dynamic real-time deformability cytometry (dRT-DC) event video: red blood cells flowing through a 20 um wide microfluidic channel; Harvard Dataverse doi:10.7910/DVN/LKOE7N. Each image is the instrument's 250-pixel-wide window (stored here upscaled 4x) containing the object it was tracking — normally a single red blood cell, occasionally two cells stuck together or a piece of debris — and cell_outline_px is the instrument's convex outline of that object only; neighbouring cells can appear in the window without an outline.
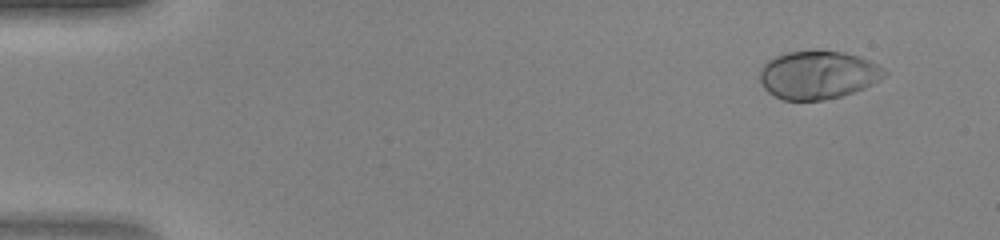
{"species": "human", "species_latin": "Homo sapiens", "temperature_condition": "warm", "stored_images_in_passage": 47, "camera_frame_rate_fps": 3000, "um_per_image_px": 0.085, "donor": {"sex": "female"}, "frame": {"image": 1, "passage_image": 4, "time_ms": 1.0, "image_size_px": [1000, 240], "cell_outline_px": [[888, 72], [880, 80], [864, 88], [840, 96], [824, 100], [784, 100], [768, 92], [760, 84], [760, 72], [764, 64], [768, 60], [776, 56], [788, 52], [844, 52], [860, 56], [884, 68]], "centroid_in_image_um": [69.53, 6.38], "position_along_channel_um": 15.5, "area_um2": 34.62}}
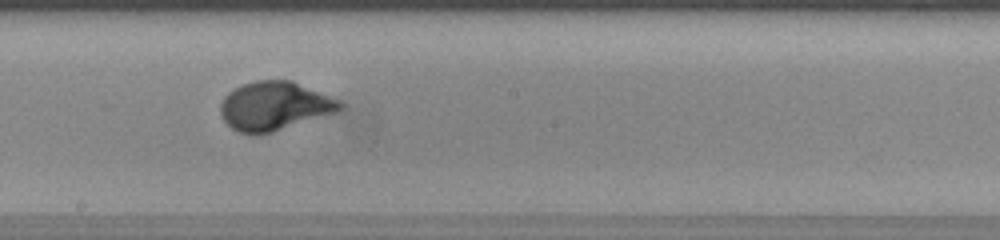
{"frame": {"image": 2, "passage_image": 27, "time_ms": 8.667, "image_size_px": [1000, 240], "cell_outline_px": [[348, 108], [340, 112], [260, 136], [252, 136], [240, 132], [232, 128], [220, 116], [220, 104], [224, 96], [228, 92], [244, 84], [256, 80], [292, 80], [340, 100], [348, 104]], "centroid_in_image_um": [23.4, 9.04], "position_along_channel_um": 224.8, "area_um2": 34.8}}
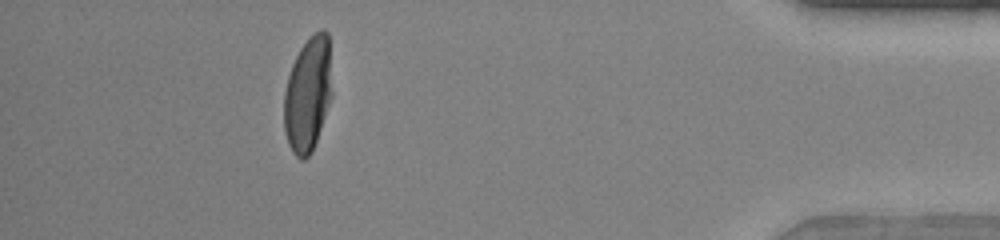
{"frame": {"image": 3, "passage_image": 43, "time_ms": 14.0, "image_size_px": [1000, 240], "cell_outline_px": [[332, 96], [312, 152], [304, 160], [300, 160], [292, 152], [288, 144], [284, 132], [284, 92], [288, 76], [292, 64], [300, 48], [320, 28], [324, 28], [328, 32], [332, 92]], "centroid_in_image_um": [26.16, 8.03], "position_along_channel_um": 409.0, "area_um2": 32.19}}